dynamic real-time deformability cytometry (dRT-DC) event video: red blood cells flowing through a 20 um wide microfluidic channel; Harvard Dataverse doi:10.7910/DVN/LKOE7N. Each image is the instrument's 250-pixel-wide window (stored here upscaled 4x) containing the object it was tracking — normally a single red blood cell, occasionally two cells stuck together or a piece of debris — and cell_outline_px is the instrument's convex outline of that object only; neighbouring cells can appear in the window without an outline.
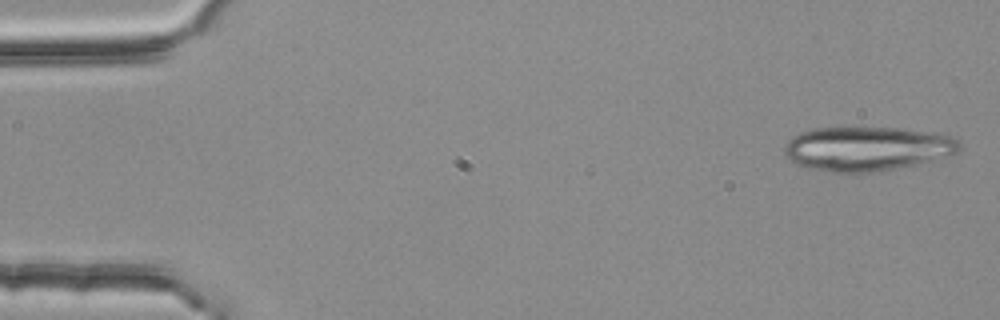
{"species": "common noctule bat (a hibernating species)", "species_latin": "Nyctalus noctula", "temperature_condition": "room temperature", "stored_images_in_passage": 5, "segment_of_instrument_passage": [1, 2], "camera_frame_rate_fps": 3000, "um_per_image_px": 0.085, "animal": {"sex": "female", "body_mass_g": 25.1}, "frame": {"image": 1, "passage_image": 1, "time_ms": 0.0, "image_size_px": [1000, 320], "cell_outline_px": [[960, 148], [956, 152], [948, 156], [916, 164], [880, 172], [824, 172], [796, 164], [784, 156], [784, 144], [792, 136], [800, 132], [812, 128], [900, 128], [952, 136], [960, 144]], "centroid_in_image_um": [73.63, 12.65], "position_along_channel_um": 11.4, "area_um2": 45.2}}